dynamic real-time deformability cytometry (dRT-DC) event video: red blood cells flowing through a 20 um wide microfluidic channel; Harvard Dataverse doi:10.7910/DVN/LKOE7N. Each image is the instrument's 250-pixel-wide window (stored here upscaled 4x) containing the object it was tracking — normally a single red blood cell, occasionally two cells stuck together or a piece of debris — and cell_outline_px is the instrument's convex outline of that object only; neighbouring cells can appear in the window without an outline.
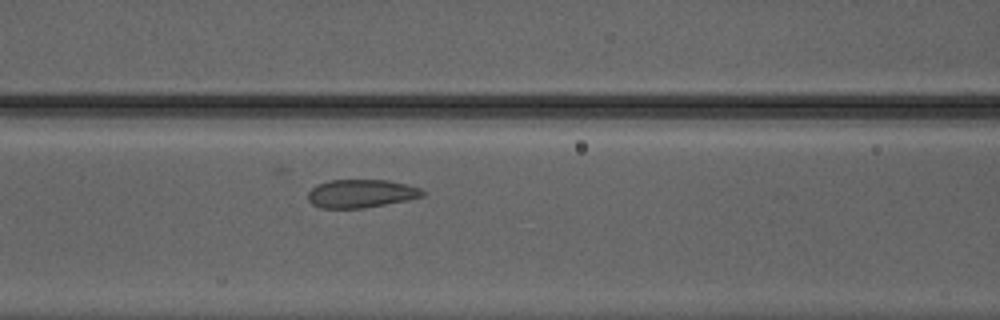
{"species": "Egyptian fruit bat (a non-hibernating species)", "species_latin": "Rousettus aegyptiacus", "temperature_condition": "warm", "stored_images_in_passage": 15, "camera_frame_rate_fps": 3000, "um_per_image_px": 0.085, "animal": {"sex": "male"}, "frame": {"image": 1, "passage_image": 12, "time_ms": 3.667, "image_size_px": [1000, 320], "cell_outline_px": [[428, 192], [424, 196], [408, 200], [364, 208], [320, 208], [312, 204], [308, 200], [308, 192], [316, 184], [328, 180], [388, 180], [408, 184], [420, 188]], "centroid_in_image_um": [30.71, 16.45], "position_along_channel_um": 135.9, "area_um2": 19.13}}